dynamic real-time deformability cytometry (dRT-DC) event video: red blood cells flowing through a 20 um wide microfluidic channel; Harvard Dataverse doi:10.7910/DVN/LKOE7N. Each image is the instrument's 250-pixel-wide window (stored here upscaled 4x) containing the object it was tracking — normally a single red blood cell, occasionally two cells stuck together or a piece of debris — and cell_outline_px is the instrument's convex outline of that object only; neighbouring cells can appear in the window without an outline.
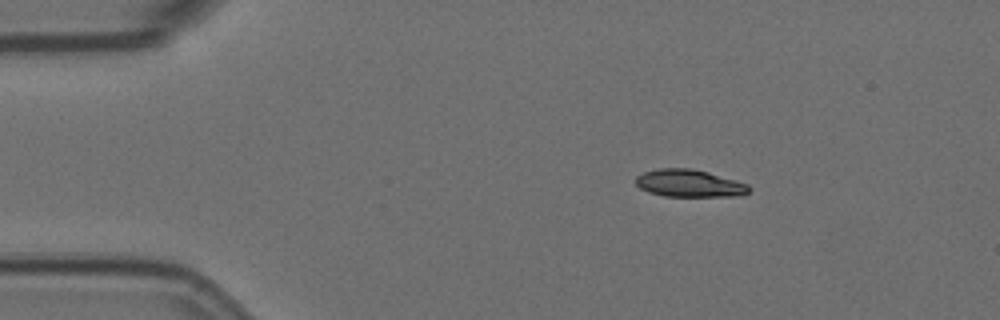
{"species": "Egyptian fruit bat (a non-hibernating species)", "species_latin": "Rousettus aegyptiacus", "temperature_condition": "room temperature", "stored_images_in_passage": 4, "camera_frame_rate_fps": 3000, "um_per_image_px": 0.085, "animal": {"sex": "female"}, "frame": {"image": 1, "passage_image": 2, "time_ms": 0.333, "image_size_px": [1000, 320], "cell_outline_px": [[752, 188], [748, 192], [740, 196], [664, 196], [648, 192], [640, 188], [636, 184], [636, 176], [644, 172], [656, 168], [692, 168], [708, 172], [736, 180], [748, 184]], "centroid_in_image_um": [58.6, 15.58], "position_along_channel_um": 26.4, "area_um2": 18.21}}
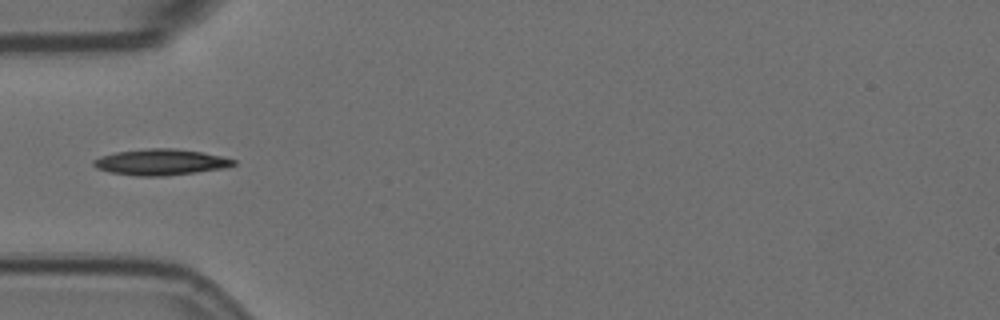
{"frame": {"image": 2, "passage_image": 4, "time_ms": 1.0, "image_size_px": [1000, 320], "cell_outline_px": [[236, 164], [224, 168], [168, 176], [136, 176], [108, 172], [96, 168], [92, 164], [92, 160], [100, 156], [116, 152], [148, 148], [176, 148], [204, 152], [236, 160]], "centroid_in_image_um": [13.63, 13.78], "position_along_channel_um": 71.4, "area_um2": 21.44}}